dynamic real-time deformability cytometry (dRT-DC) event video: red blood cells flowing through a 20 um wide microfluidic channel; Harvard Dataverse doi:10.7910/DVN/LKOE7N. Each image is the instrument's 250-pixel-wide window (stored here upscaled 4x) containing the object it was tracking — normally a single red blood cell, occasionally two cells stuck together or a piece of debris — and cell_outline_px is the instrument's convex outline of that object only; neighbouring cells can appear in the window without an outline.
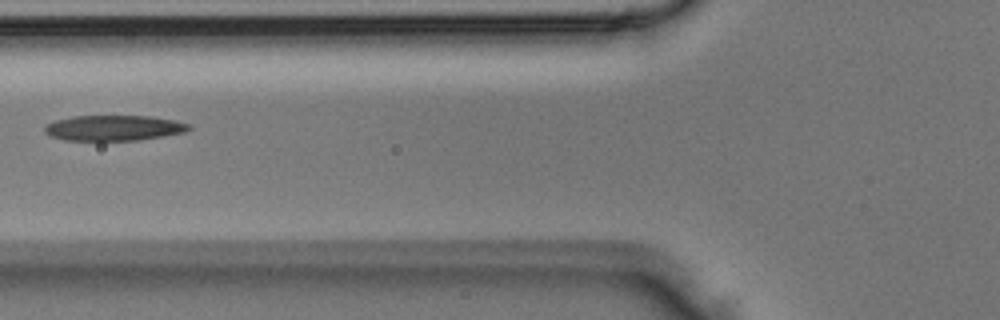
{"species": "Egyptian fruit bat (a non-hibernating species)", "species_latin": "Rousettus aegyptiacus", "temperature_condition": "room temperature", "stored_images_in_passage": 5, "camera_frame_rate_fps": 3000, "um_per_image_px": 0.085, "animal": {"sex": "male"}, "frame": {"image": 1, "passage_image": 5, "time_ms": 1.333, "image_size_px": [1000, 320], "cell_outline_px": [[192, 128], [184, 132], [164, 136], [140, 140], [64, 140], [52, 136], [44, 132], [44, 124], [56, 120], [72, 116], [148, 116], [176, 120], [188, 124]], "centroid_in_image_um": [9.66, 10.87], "position_along_channel_um": 116.1, "area_um2": 21.39}}